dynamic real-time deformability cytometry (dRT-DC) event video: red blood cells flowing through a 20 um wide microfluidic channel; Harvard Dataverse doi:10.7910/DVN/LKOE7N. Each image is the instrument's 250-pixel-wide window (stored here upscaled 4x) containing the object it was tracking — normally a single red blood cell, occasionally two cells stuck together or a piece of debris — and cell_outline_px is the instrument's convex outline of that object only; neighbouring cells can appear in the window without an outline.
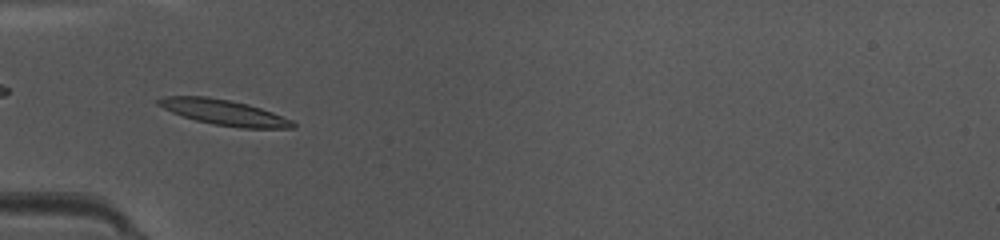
{"species": "common noctule bat (a hibernating species)", "species_latin": "Nyctalus noctula", "temperature_condition": "warm", "stored_images_in_passage": 48, "camera_frame_rate_fps": 3000, "um_per_image_px": 0.085, "animal": {"sex": "female", "body_mass_g": 10.0, "forearm_length_mm": 53.1}, "frame": {"image": 1, "passage_image": 16, "time_ms": 5.0, "image_size_px": [1000, 240], "cell_outline_px": [[296, 128], [240, 128], [216, 124], [196, 120], [172, 112], [156, 104], [156, 100], [164, 96], [204, 96], [228, 100], [248, 104], [272, 112], [292, 120], [296, 124]], "centroid_in_image_um": [19.05, 9.55], "position_along_channel_um": 65.9, "area_um2": 19.71}}
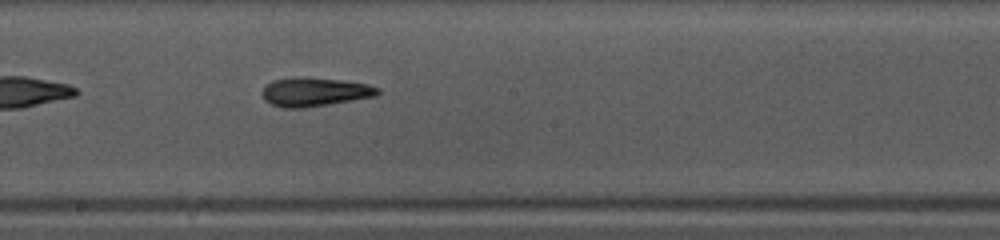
{"frame": {"image": 2, "passage_image": 27, "time_ms": 8.667, "image_size_px": [1000, 240], "cell_outline_px": [[380, 92], [376, 96], [304, 108], [284, 108], [272, 104], [264, 100], [264, 88], [272, 80], [292, 76], [308, 76], [344, 80], [368, 84], [380, 88]], "centroid_in_image_um": [26.77, 7.79], "position_along_channel_um": 221.4, "area_um2": 19.59}}
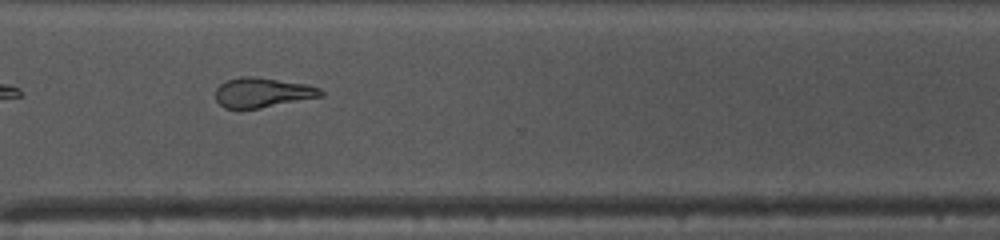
{"frame": {"image": 3, "passage_image": 36, "time_ms": 11.667, "image_size_px": [1000, 240], "cell_outline_px": [[324, 96], [260, 108], [224, 108], [216, 100], [216, 88], [220, 84], [228, 80], [240, 76], [256, 76], [308, 84], [320, 88], [324, 92]], "centroid_in_image_um": [22.34, 7.85], "position_along_channel_um": 348.3, "area_um2": 18.38}, "authors_computed_cell_mechanics": {"area_um2": 19.652, "velocity_mm_per_s": 4.2464, "shape_relaxation_time_tau1_ms": 5.0415, "shape_relaxation_time_tau2_ms": 4.3009, "deformation_change_tau1": 0.2244, "deformation_change_tau2": 0.1129}}